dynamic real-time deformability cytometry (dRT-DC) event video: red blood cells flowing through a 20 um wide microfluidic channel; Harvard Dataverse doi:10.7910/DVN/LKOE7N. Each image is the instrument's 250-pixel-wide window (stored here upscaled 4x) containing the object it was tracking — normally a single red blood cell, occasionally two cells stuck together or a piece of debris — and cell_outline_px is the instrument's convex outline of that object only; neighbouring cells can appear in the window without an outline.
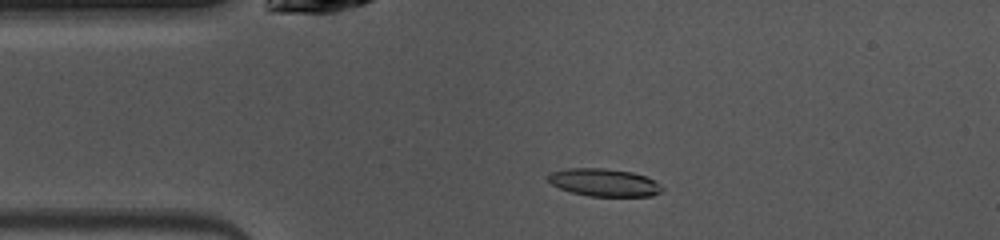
{"species": "common noctule bat (a hibernating species)", "species_latin": "Nyctalus noctula", "temperature_condition": "warm", "stored_images_in_passage": 48, "camera_frame_rate_fps": 3000, "um_per_image_px": 0.085, "animal": {"sex": "female", "body_mass_g": 10.0, "forearm_length_mm": 53.1}, "frame": {"image": 1, "passage_image": 9, "time_ms": 2.667, "image_size_px": [1000, 240], "cell_outline_px": [[664, 188], [660, 192], [652, 196], [588, 196], [572, 192], [560, 188], [552, 184], [548, 180], [548, 176], [552, 172], [568, 168], [604, 168], [632, 172], [648, 176], [656, 180]], "centroid_in_image_um": [51.4, 15.51], "position_along_channel_um": 33.6, "area_um2": 18.44}}
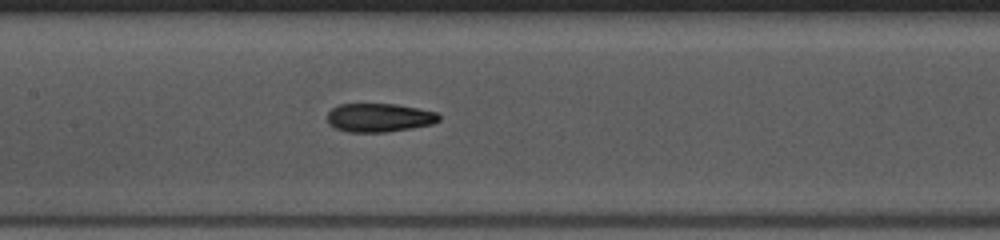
{"frame": {"image": 2, "passage_image": 21, "time_ms": 6.667, "image_size_px": [1000, 240], "cell_outline_px": [[440, 120], [432, 124], [412, 128], [384, 132], [348, 132], [336, 128], [328, 124], [328, 112], [332, 108], [340, 104], [396, 104], [436, 112], [440, 116]], "centroid_in_image_um": [32.22, 10.0], "position_along_channel_um": 175.2, "area_um2": 18.55}}
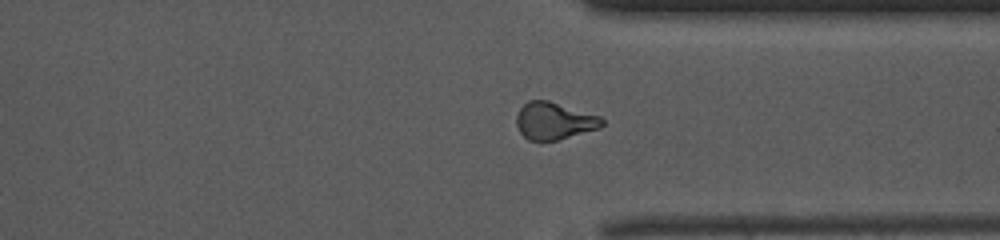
{"frame": {"image": 3, "passage_image": 35, "time_ms": 11.333, "image_size_px": [1000, 240], "cell_outline_px": [[604, 124], [600, 128], [556, 140], [528, 140], [520, 132], [516, 124], [516, 116], [520, 108], [528, 100], [548, 100], [600, 116], [604, 120]], "centroid_in_image_um": [47.1, 10.26], "position_along_channel_um": 364.3, "area_um2": 18.44}, "authors_computed_cell_mechanics": {"area_um2": 18.496, "velocity_mm_per_s": 4.0811, "shape_relaxation_time_tau1_ms": 8.0007, "shape_relaxation_time_tau2_ms": 1.774, "deformation_change_tau1": 0.2323, "deformation_change_tau2": 0.0935}}